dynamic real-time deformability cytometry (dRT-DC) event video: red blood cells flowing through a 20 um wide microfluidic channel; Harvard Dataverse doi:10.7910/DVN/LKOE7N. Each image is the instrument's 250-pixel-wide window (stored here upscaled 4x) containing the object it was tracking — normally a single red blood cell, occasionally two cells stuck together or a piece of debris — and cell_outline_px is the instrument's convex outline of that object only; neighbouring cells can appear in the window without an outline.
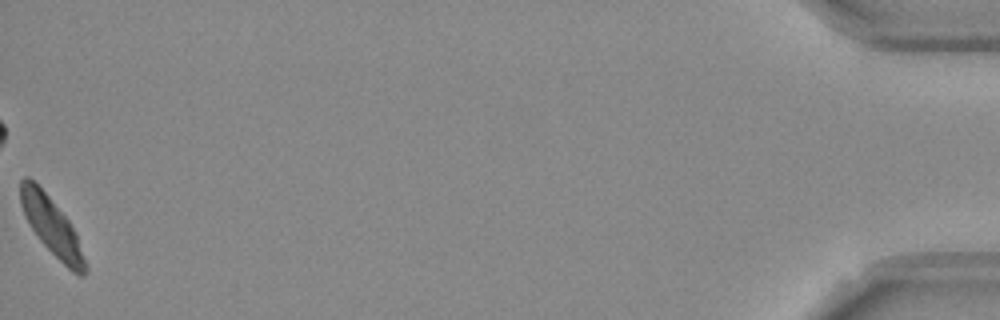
{"species": "Egyptian fruit bat (a non-hibernating species)", "species_latin": "Rousettus aegyptiacus", "temperature_condition": "room temperature", "stored_images_in_passage": 52, "camera_frame_rate_fps": 3000, "um_per_image_px": 0.085, "frame": {"image": 1, "passage_image": 52, "time_ms": 17.0, "image_size_px": [1000, 320], "cell_outline_px": [[88, 272], [84, 276], [80, 276], [72, 272], [40, 240], [24, 216], [20, 204], [20, 180], [24, 176], [28, 176], [48, 196], [68, 220], [76, 232], [88, 264]], "centroid_in_image_um": [4.43, 19.28], "position_along_channel_um": 430.8, "area_um2": 21.62}, "authors_computed_cell_mechanics": {"area_um2": 23.0911, "velocity_mm_per_s": 3.7129, "shape_relaxation_time_tau1_ms": null, "shape_relaxation_time_tau2_ms": 2.1722, "deformation_change_tau1": null, "deformation_change_tau2": 0.0641}}